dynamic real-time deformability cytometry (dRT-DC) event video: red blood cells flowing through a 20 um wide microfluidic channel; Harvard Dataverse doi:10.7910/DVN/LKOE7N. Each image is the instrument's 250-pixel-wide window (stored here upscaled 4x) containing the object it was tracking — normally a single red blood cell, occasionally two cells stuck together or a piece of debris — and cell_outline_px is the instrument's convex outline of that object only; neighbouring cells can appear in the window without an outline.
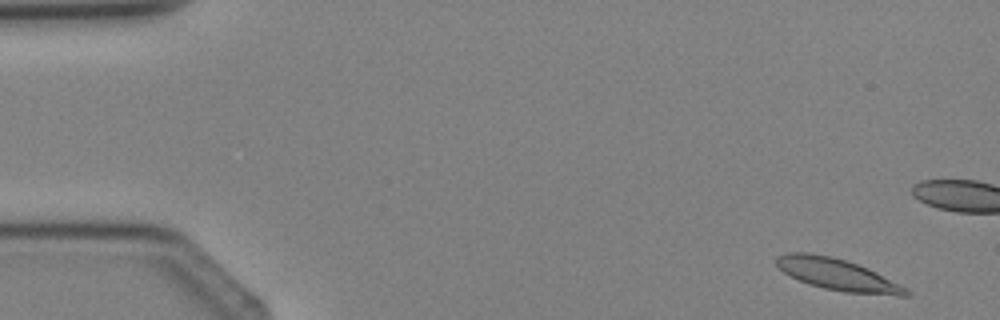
{"species": "Egyptian fruit bat (a non-hibernating species)", "species_latin": "Rousettus aegyptiacus", "temperature_condition": "cold", "stored_images_in_passage": 4, "camera_frame_rate_fps": 3000, "um_per_image_px": 0.085, "animal": {"sex": "female"}, "frame": {"image": 1, "passage_image": 1, "time_ms": 0.0, "image_size_px": [1000, 320], "cell_outline_px": [[912, 292], [908, 296], [900, 296], [844, 292], [824, 288], [808, 284], [784, 272], [776, 264], [776, 256], [788, 252], [808, 252], [828, 256], [844, 260], [868, 268], [908, 288]], "centroid_in_image_um": [71.22, 23.35], "position_along_channel_um": 13.8, "area_um2": 23.76}}
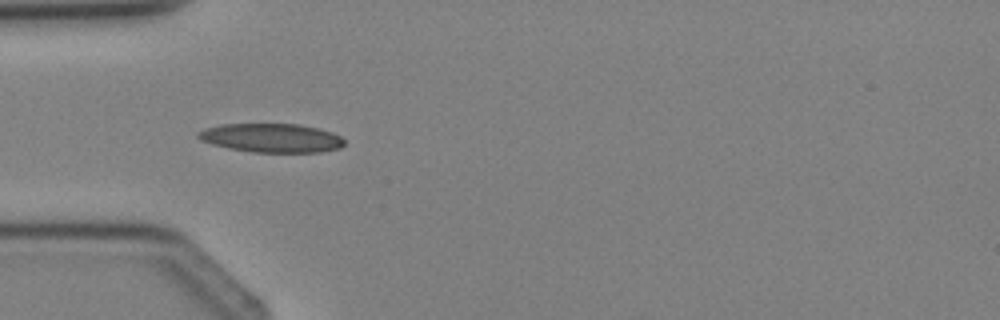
{"frame": {"image": 2, "passage_image": 4, "time_ms": 4.333, "image_size_px": [1000, 320], "cell_outline_px": [[344, 144], [340, 148], [320, 152], [252, 152], [228, 148], [212, 144], [200, 140], [196, 136], [196, 132], [204, 128], [220, 124], [300, 124], [332, 132], [340, 136], [344, 140]], "centroid_in_image_um": [23.04, 11.72], "position_along_channel_um": 62.0, "area_um2": 24.68}}